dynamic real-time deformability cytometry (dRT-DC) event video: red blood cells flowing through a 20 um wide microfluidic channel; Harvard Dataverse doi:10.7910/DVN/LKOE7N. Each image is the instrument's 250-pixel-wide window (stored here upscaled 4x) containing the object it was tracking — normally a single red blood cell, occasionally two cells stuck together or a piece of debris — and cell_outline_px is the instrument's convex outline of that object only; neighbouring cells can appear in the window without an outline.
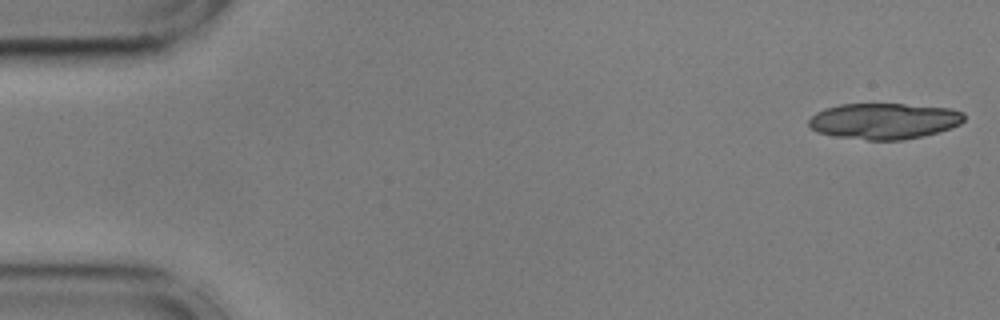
{"species": "common noctule bat (a hibernating species)", "species_latin": "Nyctalus noctula", "temperature_condition": "cold", "stored_images_in_passage": 17, "camera_frame_rate_fps": 3000, "um_per_image_px": 0.085, "animal": {"sex": "male", "body_mass_g": 17.9, "forearm_length_mm": 54.2}, "frame": {"image": 1, "passage_image": 1, "time_ms": 0.0, "image_size_px": [1000, 320], "cell_outline_px": [[964, 120], [960, 124], [940, 132], [900, 140], [868, 140], [832, 136], [816, 132], [808, 124], [808, 120], [816, 112], [824, 108], [840, 104], [904, 104], [952, 108], [964, 112]], "centroid_in_image_um": [75.14, 10.28], "position_along_channel_um": 9.9, "area_um2": 32.77}}